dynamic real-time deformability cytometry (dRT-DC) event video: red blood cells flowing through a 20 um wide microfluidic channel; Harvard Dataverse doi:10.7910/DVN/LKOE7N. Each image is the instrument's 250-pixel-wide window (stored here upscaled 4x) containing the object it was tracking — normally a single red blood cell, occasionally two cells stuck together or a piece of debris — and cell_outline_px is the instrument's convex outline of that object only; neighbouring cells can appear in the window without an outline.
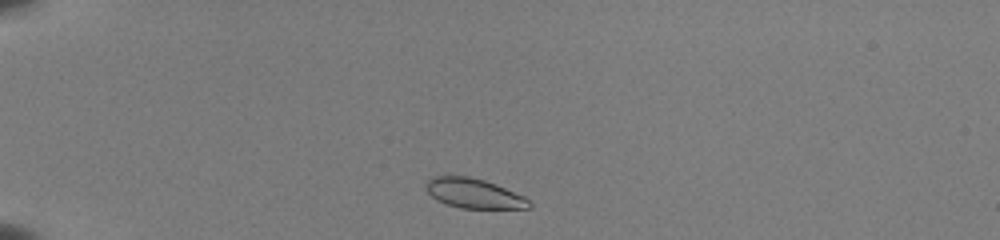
{"species": "common noctule bat (a hibernating species)", "species_latin": "Nyctalus noctula", "temperature_condition": "room temperature", "stored_images_in_passage": 40, "camera_frame_rate_fps": 3000, "um_per_image_px": 0.085, "animal": {"sex": "female", "body_mass_g": 22.0, "forearm_length_mm": 56.7}, "frame": {"image": 1, "passage_image": 2, "time_ms": 0.333, "image_size_px": [1000, 240], "cell_outline_px": [[532, 208], [460, 208], [436, 200], [424, 188], [424, 184], [432, 176], [468, 176], [484, 180], [496, 184], [524, 196], [532, 204]], "centroid_in_image_um": [40.26, 16.43], "position_along_channel_um": 44.7, "area_um2": 17.86}}
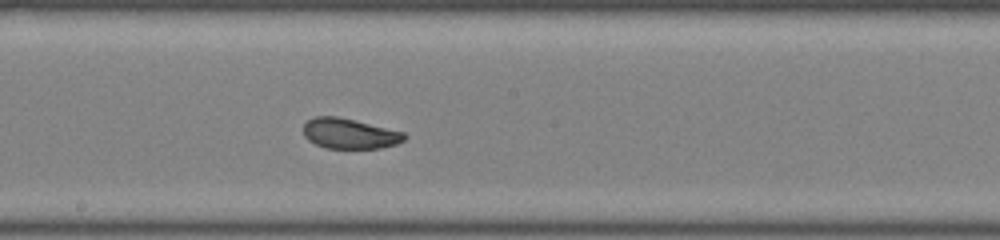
{"frame": {"image": 2, "passage_image": 19, "time_ms": 6.0, "image_size_px": [1000, 240], "cell_outline_px": [[408, 136], [404, 140], [396, 144], [380, 148], [324, 148], [308, 140], [304, 136], [304, 124], [308, 120], [316, 116], [336, 116], [404, 132]], "centroid_in_image_um": [29.71, 11.36], "position_along_channel_um": 218.5, "area_um2": 17.69}}
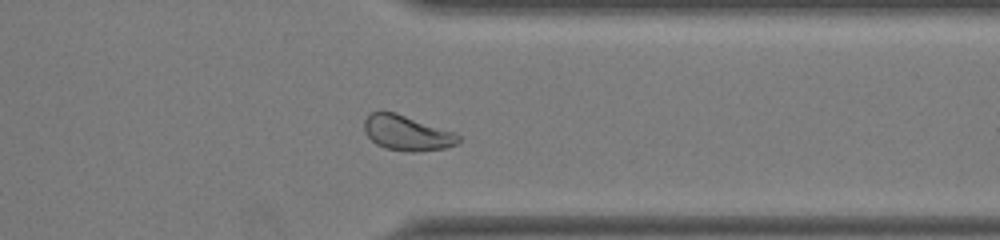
{"frame": {"image": 3, "passage_image": 31, "time_ms": 10.0, "image_size_px": [1000, 240], "cell_outline_px": [[460, 140], [456, 144], [444, 148], [416, 152], [408, 152], [384, 148], [376, 144], [364, 132], [364, 120], [372, 112], [396, 112], [456, 132], [460, 136]], "centroid_in_image_um": [34.6, 11.3], "position_along_channel_um": 376.8, "area_um2": 19.42}, "authors_computed_cell_mechanics": {"area_um2": 18.6983, "velocity_mm_per_s": 3.9368, "shape_relaxation_time_tau1_ms": 3.7926, "shape_relaxation_time_tau2_ms": null, "deformation_change_tau1": 0.1393, "deformation_change_tau2": null}}